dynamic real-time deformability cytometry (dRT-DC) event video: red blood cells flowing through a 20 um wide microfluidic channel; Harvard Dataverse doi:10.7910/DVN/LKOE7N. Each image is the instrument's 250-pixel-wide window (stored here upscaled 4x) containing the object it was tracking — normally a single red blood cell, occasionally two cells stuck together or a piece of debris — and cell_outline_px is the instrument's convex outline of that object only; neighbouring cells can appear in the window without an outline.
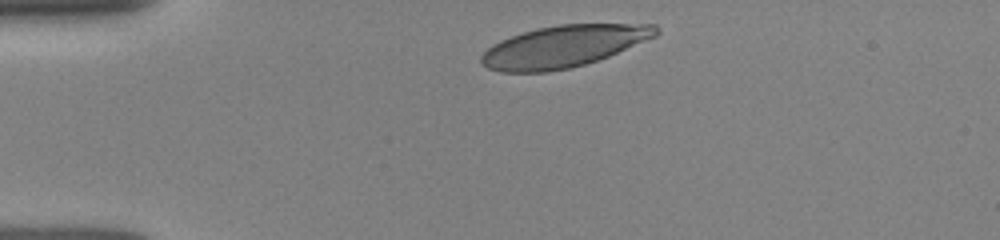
{"species": "human", "species_latin": "Homo sapiens", "temperature_condition": "room temperature", "stored_images_in_passage": 3, "camera_frame_rate_fps": 3000, "um_per_image_px": 0.085, "donor": {"sex": "female"}, "frame": {"image": 1, "passage_image": 1, "time_ms": 0.0, "image_size_px": [1000, 240], "cell_outline_px": [[660, 32], [656, 36], [608, 56], [584, 64], [568, 68], [548, 72], [500, 72], [488, 68], [480, 64], [480, 56], [492, 44], [500, 40], [536, 28], [560, 24], [656, 24], [660, 28]], "centroid_in_image_um": [47.88, 3.94], "position_along_channel_um": 37.1, "area_um2": 42.43}}